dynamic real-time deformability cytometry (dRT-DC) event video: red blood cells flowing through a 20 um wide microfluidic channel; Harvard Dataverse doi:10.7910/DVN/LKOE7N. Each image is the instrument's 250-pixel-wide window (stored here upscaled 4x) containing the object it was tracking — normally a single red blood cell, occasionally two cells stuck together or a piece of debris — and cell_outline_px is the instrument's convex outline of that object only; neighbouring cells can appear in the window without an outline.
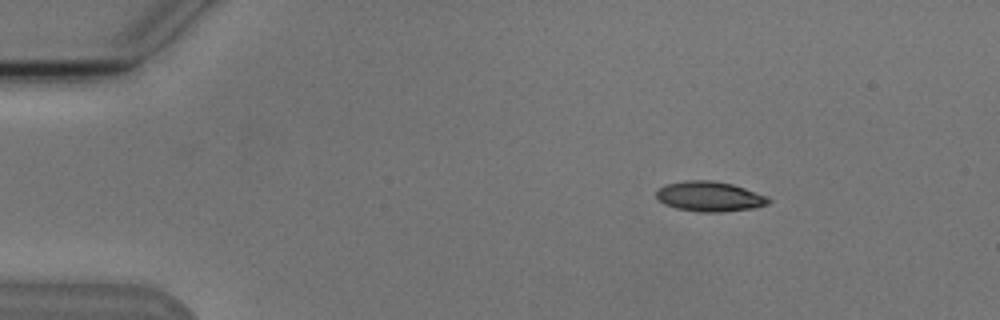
{"species": "Egyptian fruit bat (a non-hibernating species)", "species_latin": "Rousettus aegyptiacus", "temperature_condition": "cold", "stored_images_in_passage": 3, "camera_frame_rate_fps": 3000, "um_per_image_px": 0.085, "animal": {"sex": "male"}, "frame": {"image": 1, "passage_image": 1, "time_ms": 0.0, "image_size_px": [1000, 320], "cell_outline_px": [[772, 200], [768, 204], [756, 208], [720, 212], [700, 212], [676, 208], [664, 204], [656, 196], [656, 192], [664, 184], [684, 180], [712, 180], [732, 184], [768, 196]], "centroid_in_image_um": [60.33, 16.7], "position_along_channel_um": 24.7, "area_um2": 19.77}}